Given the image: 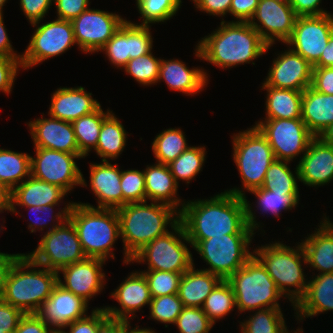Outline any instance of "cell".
I'll return each instance as SVG.
<instances>
[{
  "mask_svg": "<svg viewBox=\"0 0 333 333\" xmlns=\"http://www.w3.org/2000/svg\"><path fill=\"white\" fill-rule=\"evenodd\" d=\"M254 126L267 138L276 160L291 162L303 156L315 137L301 118L265 119Z\"/></svg>",
  "mask_w": 333,
  "mask_h": 333,
  "instance_id": "14",
  "label": "cell"
},
{
  "mask_svg": "<svg viewBox=\"0 0 333 333\" xmlns=\"http://www.w3.org/2000/svg\"><path fill=\"white\" fill-rule=\"evenodd\" d=\"M128 203L116 209L120 222V237L124 245V260L130 264L131 258L149 242L167 233L179 222V211L159 202Z\"/></svg>",
  "mask_w": 333,
  "mask_h": 333,
  "instance_id": "3",
  "label": "cell"
},
{
  "mask_svg": "<svg viewBox=\"0 0 333 333\" xmlns=\"http://www.w3.org/2000/svg\"><path fill=\"white\" fill-rule=\"evenodd\" d=\"M8 2L7 0H0V15H3V7L5 3Z\"/></svg>",
  "mask_w": 333,
  "mask_h": 333,
  "instance_id": "68",
  "label": "cell"
},
{
  "mask_svg": "<svg viewBox=\"0 0 333 333\" xmlns=\"http://www.w3.org/2000/svg\"><path fill=\"white\" fill-rule=\"evenodd\" d=\"M249 319L240 322V333H284L287 326L281 308H264L252 311Z\"/></svg>",
  "mask_w": 333,
  "mask_h": 333,
  "instance_id": "40",
  "label": "cell"
},
{
  "mask_svg": "<svg viewBox=\"0 0 333 333\" xmlns=\"http://www.w3.org/2000/svg\"><path fill=\"white\" fill-rule=\"evenodd\" d=\"M90 188L98 201L97 207L90 203H81L94 208L118 209L123 206L121 190V171L117 164L109 161L90 163Z\"/></svg>",
  "mask_w": 333,
  "mask_h": 333,
  "instance_id": "25",
  "label": "cell"
},
{
  "mask_svg": "<svg viewBox=\"0 0 333 333\" xmlns=\"http://www.w3.org/2000/svg\"><path fill=\"white\" fill-rule=\"evenodd\" d=\"M0 207H11V191L0 183Z\"/></svg>",
  "mask_w": 333,
  "mask_h": 333,
  "instance_id": "65",
  "label": "cell"
},
{
  "mask_svg": "<svg viewBox=\"0 0 333 333\" xmlns=\"http://www.w3.org/2000/svg\"><path fill=\"white\" fill-rule=\"evenodd\" d=\"M299 243L294 248L280 241H272L253 250V255L266 268L279 291L291 302L293 308L304 296L309 282L305 278L307 275L303 268L307 266L305 252Z\"/></svg>",
  "mask_w": 333,
  "mask_h": 333,
  "instance_id": "5",
  "label": "cell"
},
{
  "mask_svg": "<svg viewBox=\"0 0 333 333\" xmlns=\"http://www.w3.org/2000/svg\"><path fill=\"white\" fill-rule=\"evenodd\" d=\"M110 112L109 109L103 111L100 106L93 113L72 122L79 151L84 157L88 156L91 150H95L103 120Z\"/></svg>",
  "mask_w": 333,
  "mask_h": 333,
  "instance_id": "37",
  "label": "cell"
},
{
  "mask_svg": "<svg viewBox=\"0 0 333 333\" xmlns=\"http://www.w3.org/2000/svg\"><path fill=\"white\" fill-rule=\"evenodd\" d=\"M182 0H136V6L143 21L140 25H150L170 20L180 9Z\"/></svg>",
  "mask_w": 333,
  "mask_h": 333,
  "instance_id": "43",
  "label": "cell"
},
{
  "mask_svg": "<svg viewBox=\"0 0 333 333\" xmlns=\"http://www.w3.org/2000/svg\"><path fill=\"white\" fill-rule=\"evenodd\" d=\"M149 307V318L160 323H166V328L169 326L167 324H175L177 317L184 308L178 293L154 297L152 298Z\"/></svg>",
  "mask_w": 333,
  "mask_h": 333,
  "instance_id": "47",
  "label": "cell"
},
{
  "mask_svg": "<svg viewBox=\"0 0 333 333\" xmlns=\"http://www.w3.org/2000/svg\"><path fill=\"white\" fill-rule=\"evenodd\" d=\"M26 255L34 263L56 272L87 258L78 233L69 219L61 226L45 232L37 248Z\"/></svg>",
  "mask_w": 333,
  "mask_h": 333,
  "instance_id": "11",
  "label": "cell"
},
{
  "mask_svg": "<svg viewBox=\"0 0 333 333\" xmlns=\"http://www.w3.org/2000/svg\"><path fill=\"white\" fill-rule=\"evenodd\" d=\"M41 21L32 23L36 27L28 46L21 57L23 70L30 69L49 58L59 56L77 45L72 22L55 19L50 22Z\"/></svg>",
  "mask_w": 333,
  "mask_h": 333,
  "instance_id": "12",
  "label": "cell"
},
{
  "mask_svg": "<svg viewBox=\"0 0 333 333\" xmlns=\"http://www.w3.org/2000/svg\"><path fill=\"white\" fill-rule=\"evenodd\" d=\"M57 280L56 271L34 263L22 253L9 269L2 300L24 314H36L51 295Z\"/></svg>",
  "mask_w": 333,
  "mask_h": 333,
  "instance_id": "4",
  "label": "cell"
},
{
  "mask_svg": "<svg viewBox=\"0 0 333 333\" xmlns=\"http://www.w3.org/2000/svg\"><path fill=\"white\" fill-rule=\"evenodd\" d=\"M128 333H156L152 328H140L139 326H136L134 328H131Z\"/></svg>",
  "mask_w": 333,
  "mask_h": 333,
  "instance_id": "67",
  "label": "cell"
},
{
  "mask_svg": "<svg viewBox=\"0 0 333 333\" xmlns=\"http://www.w3.org/2000/svg\"><path fill=\"white\" fill-rule=\"evenodd\" d=\"M101 106L84 87H60L52 94L48 116L73 122L89 115Z\"/></svg>",
  "mask_w": 333,
  "mask_h": 333,
  "instance_id": "26",
  "label": "cell"
},
{
  "mask_svg": "<svg viewBox=\"0 0 333 333\" xmlns=\"http://www.w3.org/2000/svg\"><path fill=\"white\" fill-rule=\"evenodd\" d=\"M226 281L232 287L238 313L243 311L251 313L264 308H281L279 298L284 295L254 255Z\"/></svg>",
  "mask_w": 333,
  "mask_h": 333,
  "instance_id": "7",
  "label": "cell"
},
{
  "mask_svg": "<svg viewBox=\"0 0 333 333\" xmlns=\"http://www.w3.org/2000/svg\"><path fill=\"white\" fill-rule=\"evenodd\" d=\"M141 272L147 280L152 298L178 293L183 273L160 270H144Z\"/></svg>",
  "mask_w": 333,
  "mask_h": 333,
  "instance_id": "48",
  "label": "cell"
},
{
  "mask_svg": "<svg viewBox=\"0 0 333 333\" xmlns=\"http://www.w3.org/2000/svg\"><path fill=\"white\" fill-rule=\"evenodd\" d=\"M241 188H231L210 199L188 200L179 212L188 240L224 234H255L260 230L256 213ZM254 211V212H253Z\"/></svg>",
  "mask_w": 333,
  "mask_h": 333,
  "instance_id": "1",
  "label": "cell"
},
{
  "mask_svg": "<svg viewBox=\"0 0 333 333\" xmlns=\"http://www.w3.org/2000/svg\"><path fill=\"white\" fill-rule=\"evenodd\" d=\"M287 49L273 59L262 86L303 92L311 86L313 66L292 49Z\"/></svg>",
  "mask_w": 333,
  "mask_h": 333,
  "instance_id": "20",
  "label": "cell"
},
{
  "mask_svg": "<svg viewBox=\"0 0 333 333\" xmlns=\"http://www.w3.org/2000/svg\"><path fill=\"white\" fill-rule=\"evenodd\" d=\"M30 157L27 153L0 148V183L12 191L26 180L31 175Z\"/></svg>",
  "mask_w": 333,
  "mask_h": 333,
  "instance_id": "36",
  "label": "cell"
},
{
  "mask_svg": "<svg viewBox=\"0 0 333 333\" xmlns=\"http://www.w3.org/2000/svg\"><path fill=\"white\" fill-rule=\"evenodd\" d=\"M21 66V58H5L0 56V91L9 95L12 91L16 75Z\"/></svg>",
  "mask_w": 333,
  "mask_h": 333,
  "instance_id": "52",
  "label": "cell"
},
{
  "mask_svg": "<svg viewBox=\"0 0 333 333\" xmlns=\"http://www.w3.org/2000/svg\"><path fill=\"white\" fill-rule=\"evenodd\" d=\"M321 1L322 0H289V3L298 17L329 14V11L319 7Z\"/></svg>",
  "mask_w": 333,
  "mask_h": 333,
  "instance_id": "60",
  "label": "cell"
},
{
  "mask_svg": "<svg viewBox=\"0 0 333 333\" xmlns=\"http://www.w3.org/2000/svg\"><path fill=\"white\" fill-rule=\"evenodd\" d=\"M259 0H232L229 14L234 16L237 22H249L252 20Z\"/></svg>",
  "mask_w": 333,
  "mask_h": 333,
  "instance_id": "57",
  "label": "cell"
},
{
  "mask_svg": "<svg viewBox=\"0 0 333 333\" xmlns=\"http://www.w3.org/2000/svg\"><path fill=\"white\" fill-rule=\"evenodd\" d=\"M301 119L309 131L319 137L333 124V94H323L307 87L302 93Z\"/></svg>",
  "mask_w": 333,
  "mask_h": 333,
  "instance_id": "32",
  "label": "cell"
},
{
  "mask_svg": "<svg viewBox=\"0 0 333 333\" xmlns=\"http://www.w3.org/2000/svg\"><path fill=\"white\" fill-rule=\"evenodd\" d=\"M254 234H224L204 240H189L193 249L209 265L203 268L227 280L253 256L250 252Z\"/></svg>",
  "mask_w": 333,
  "mask_h": 333,
  "instance_id": "9",
  "label": "cell"
},
{
  "mask_svg": "<svg viewBox=\"0 0 333 333\" xmlns=\"http://www.w3.org/2000/svg\"><path fill=\"white\" fill-rule=\"evenodd\" d=\"M24 315L20 309L0 299V328L4 329L7 333L15 332Z\"/></svg>",
  "mask_w": 333,
  "mask_h": 333,
  "instance_id": "56",
  "label": "cell"
},
{
  "mask_svg": "<svg viewBox=\"0 0 333 333\" xmlns=\"http://www.w3.org/2000/svg\"><path fill=\"white\" fill-rule=\"evenodd\" d=\"M88 303L58 283L51 295L41 305L36 314L51 329H63L70 323L87 315Z\"/></svg>",
  "mask_w": 333,
  "mask_h": 333,
  "instance_id": "21",
  "label": "cell"
},
{
  "mask_svg": "<svg viewBox=\"0 0 333 333\" xmlns=\"http://www.w3.org/2000/svg\"><path fill=\"white\" fill-rule=\"evenodd\" d=\"M311 87L323 94H333V67H313Z\"/></svg>",
  "mask_w": 333,
  "mask_h": 333,
  "instance_id": "55",
  "label": "cell"
},
{
  "mask_svg": "<svg viewBox=\"0 0 333 333\" xmlns=\"http://www.w3.org/2000/svg\"><path fill=\"white\" fill-rule=\"evenodd\" d=\"M105 262L103 259L87 257L70 264L57 272V283L89 303L91 298L105 289L106 275L102 269ZM60 273L63 274V280Z\"/></svg>",
  "mask_w": 333,
  "mask_h": 333,
  "instance_id": "19",
  "label": "cell"
},
{
  "mask_svg": "<svg viewBox=\"0 0 333 333\" xmlns=\"http://www.w3.org/2000/svg\"><path fill=\"white\" fill-rule=\"evenodd\" d=\"M290 162L274 160L265 174L262 188L286 194H299L298 182L300 181L298 165L294 174L290 170ZM296 174V175H295Z\"/></svg>",
  "mask_w": 333,
  "mask_h": 333,
  "instance_id": "39",
  "label": "cell"
},
{
  "mask_svg": "<svg viewBox=\"0 0 333 333\" xmlns=\"http://www.w3.org/2000/svg\"><path fill=\"white\" fill-rule=\"evenodd\" d=\"M143 173L146 201L164 203L180 212L186 201H182L177 195L179 185L175 182L169 166L161 163L147 165Z\"/></svg>",
  "mask_w": 333,
  "mask_h": 333,
  "instance_id": "31",
  "label": "cell"
},
{
  "mask_svg": "<svg viewBox=\"0 0 333 333\" xmlns=\"http://www.w3.org/2000/svg\"><path fill=\"white\" fill-rule=\"evenodd\" d=\"M249 193L254 194L257 198V209L263 213H271L273 216L280 218V212L282 210L290 211L292 208H296L299 203V194H284L279 192H272L265 188H256L250 190Z\"/></svg>",
  "mask_w": 333,
  "mask_h": 333,
  "instance_id": "44",
  "label": "cell"
},
{
  "mask_svg": "<svg viewBox=\"0 0 333 333\" xmlns=\"http://www.w3.org/2000/svg\"><path fill=\"white\" fill-rule=\"evenodd\" d=\"M27 124L34 147L81 154L71 122L52 117L44 118L42 115Z\"/></svg>",
  "mask_w": 333,
  "mask_h": 333,
  "instance_id": "23",
  "label": "cell"
},
{
  "mask_svg": "<svg viewBox=\"0 0 333 333\" xmlns=\"http://www.w3.org/2000/svg\"><path fill=\"white\" fill-rule=\"evenodd\" d=\"M111 298L116 300L121 308L103 306L109 318L127 320L136 318L138 312L145 305H150L151 292L144 274L140 271L131 272L121 284L111 292Z\"/></svg>",
  "mask_w": 333,
  "mask_h": 333,
  "instance_id": "22",
  "label": "cell"
},
{
  "mask_svg": "<svg viewBox=\"0 0 333 333\" xmlns=\"http://www.w3.org/2000/svg\"><path fill=\"white\" fill-rule=\"evenodd\" d=\"M179 333H209L215 325L200 307H184L174 324Z\"/></svg>",
  "mask_w": 333,
  "mask_h": 333,
  "instance_id": "49",
  "label": "cell"
},
{
  "mask_svg": "<svg viewBox=\"0 0 333 333\" xmlns=\"http://www.w3.org/2000/svg\"><path fill=\"white\" fill-rule=\"evenodd\" d=\"M284 333H290L289 332V330H287L286 332H284ZM292 333H304V330L300 327H298L297 329H296V331L294 330Z\"/></svg>",
  "mask_w": 333,
  "mask_h": 333,
  "instance_id": "71",
  "label": "cell"
},
{
  "mask_svg": "<svg viewBox=\"0 0 333 333\" xmlns=\"http://www.w3.org/2000/svg\"><path fill=\"white\" fill-rule=\"evenodd\" d=\"M298 321L333 312V273L317 274L309 280L304 296L293 309Z\"/></svg>",
  "mask_w": 333,
  "mask_h": 333,
  "instance_id": "29",
  "label": "cell"
},
{
  "mask_svg": "<svg viewBox=\"0 0 333 333\" xmlns=\"http://www.w3.org/2000/svg\"><path fill=\"white\" fill-rule=\"evenodd\" d=\"M150 30V25H140L126 19L100 52L105 53L114 67L123 69L130 59L152 52L153 38Z\"/></svg>",
  "mask_w": 333,
  "mask_h": 333,
  "instance_id": "17",
  "label": "cell"
},
{
  "mask_svg": "<svg viewBox=\"0 0 333 333\" xmlns=\"http://www.w3.org/2000/svg\"><path fill=\"white\" fill-rule=\"evenodd\" d=\"M331 14L297 17L292 34L284 44L313 66L320 59L333 33Z\"/></svg>",
  "mask_w": 333,
  "mask_h": 333,
  "instance_id": "16",
  "label": "cell"
},
{
  "mask_svg": "<svg viewBox=\"0 0 333 333\" xmlns=\"http://www.w3.org/2000/svg\"><path fill=\"white\" fill-rule=\"evenodd\" d=\"M233 160L243 189L250 191L263 185L265 174L275 160L267 138L253 126L232 137Z\"/></svg>",
  "mask_w": 333,
  "mask_h": 333,
  "instance_id": "8",
  "label": "cell"
},
{
  "mask_svg": "<svg viewBox=\"0 0 333 333\" xmlns=\"http://www.w3.org/2000/svg\"><path fill=\"white\" fill-rule=\"evenodd\" d=\"M53 0H20V8L30 24L43 20Z\"/></svg>",
  "mask_w": 333,
  "mask_h": 333,
  "instance_id": "54",
  "label": "cell"
},
{
  "mask_svg": "<svg viewBox=\"0 0 333 333\" xmlns=\"http://www.w3.org/2000/svg\"><path fill=\"white\" fill-rule=\"evenodd\" d=\"M300 181L310 187H319L333 180V146L320 137H314L298 162Z\"/></svg>",
  "mask_w": 333,
  "mask_h": 333,
  "instance_id": "24",
  "label": "cell"
},
{
  "mask_svg": "<svg viewBox=\"0 0 333 333\" xmlns=\"http://www.w3.org/2000/svg\"><path fill=\"white\" fill-rule=\"evenodd\" d=\"M90 0H53L57 19L72 21L89 7Z\"/></svg>",
  "mask_w": 333,
  "mask_h": 333,
  "instance_id": "53",
  "label": "cell"
},
{
  "mask_svg": "<svg viewBox=\"0 0 333 333\" xmlns=\"http://www.w3.org/2000/svg\"><path fill=\"white\" fill-rule=\"evenodd\" d=\"M125 21L119 14L88 8L71 21L78 48L85 54L99 52Z\"/></svg>",
  "mask_w": 333,
  "mask_h": 333,
  "instance_id": "15",
  "label": "cell"
},
{
  "mask_svg": "<svg viewBox=\"0 0 333 333\" xmlns=\"http://www.w3.org/2000/svg\"><path fill=\"white\" fill-rule=\"evenodd\" d=\"M313 67H333V33L329 38V42L324 49L320 59Z\"/></svg>",
  "mask_w": 333,
  "mask_h": 333,
  "instance_id": "64",
  "label": "cell"
},
{
  "mask_svg": "<svg viewBox=\"0 0 333 333\" xmlns=\"http://www.w3.org/2000/svg\"><path fill=\"white\" fill-rule=\"evenodd\" d=\"M201 308L214 324L234 311L236 304L231 285L222 280L207 296Z\"/></svg>",
  "mask_w": 333,
  "mask_h": 333,
  "instance_id": "42",
  "label": "cell"
},
{
  "mask_svg": "<svg viewBox=\"0 0 333 333\" xmlns=\"http://www.w3.org/2000/svg\"><path fill=\"white\" fill-rule=\"evenodd\" d=\"M48 333H65L64 329H51Z\"/></svg>",
  "mask_w": 333,
  "mask_h": 333,
  "instance_id": "70",
  "label": "cell"
},
{
  "mask_svg": "<svg viewBox=\"0 0 333 333\" xmlns=\"http://www.w3.org/2000/svg\"><path fill=\"white\" fill-rule=\"evenodd\" d=\"M297 17L287 0H259L249 23L267 45L273 46L276 40L285 43L290 38Z\"/></svg>",
  "mask_w": 333,
  "mask_h": 333,
  "instance_id": "18",
  "label": "cell"
},
{
  "mask_svg": "<svg viewBox=\"0 0 333 333\" xmlns=\"http://www.w3.org/2000/svg\"><path fill=\"white\" fill-rule=\"evenodd\" d=\"M131 329L130 320L107 318L98 328L97 333H128Z\"/></svg>",
  "mask_w": 333,
  "mask_h": 333,
  "instance_id": "61",
  "label": "cell"
},
{
  "mask_svg": "<svg viewBox=\"0 0 333 333\" xmlns=\"http://www.w3.org/2000/svg\"><path fill=\"white\" fill-rule=\"evenodd\" d=\"M4 211L12 212V208L11 207H0V213H3Z\"/></svg>",
  "mask_w": 333,
  "mask_h": 333,
  "instance_id": "69",
  "label": "cell"
},
{
  "mask_svg": "<svg viewBox=\"0 0 333 333\" xmlns=\"http://www.w3.org/2000/svg\"><path fill=\"white\" fill-rule=\"evenodd\" d=\"M171 230L144 246L131 258L130 263L147 262V270L186 272L194 264L192 253L186 245L191 246V243L180 221Z\"/></svg>",
  "mask_w": 333,
  "mask_h": 333,
  "instance_id": "10",
  "label": "cell"
},
{
  "mask_svg": "<svg viewBox=\"0 0 333 333\" xmlns=\"http://www.w3.org/2000/svg\"><path fill=\"white\" fill-rule=\"evenodd\" d=\"M180 128H168L160 132L152 142V151L157 163L168 165L188 147Z\"/></svg>",
  "mask_w": 333,
  "mask_h": 333,
  "instance_id": "38",
  "label": "cell"
},
{
  "mask_svg": "<svg viewBox=\"0 0 333 333\" xmlns=\"http://www.w3.org/2000/svg\"><path fill=\"white\" fill-rule=\"evenodd\" d=\"M195 8L216 17L229 13L232 0H192Z\"/></svg>",
  "mask_w": 333,
  "mask_h": 333,
  "instance_id": "59",
  "label": "cell"
},
{
  "mask_svg": "<svg viewBox=\"0 0 333 333\" xmlns=\"http://www.w3.org/2000/svg\"><path fill=\"white\" fill-rule=\"evenodd\" d=\"M126 141L127 132L123 124L111 111L103 120L94 151L102 158L101 161L114 160L124 151Z\"/></svg>",
  "mask_w": 333,
  "mask_h": 333,
  "instance_id": "35",
  "label": "cell"
},
{
  "mask_svg": "<svg viewBox=\"0 0 333 333\" xmlns=\"http://www.w3.org/2000/svg\"><path fill=\"white\" fill-rule=\"evenodd\" d=\"M121 190L123 206L128 203L146 201L145 177L143 170H121Z\"/></svg>",
  "mask_w": 333,
  "mask_h": 333,
  "instance_id": "50",
  "label": "cell"
},
{
  "mask_svg": "<svg viewBox=\"0 0 333 333\" xmlns=\"http://www.w3.org/2000/svg\"><path fill=\"white\" fill-rule=\"evenodd\" d=\"M3 15H0V56L5 58H21L22 55L17 54L12 48L7 29L4 26Z\"/></svg>",
  "mask_w": 333,
  "mask_h": 333,
  "instance_id": "62",
  "label": "cell"
},
{
  "mask_svg": "<svg viewBox=\"0 0 333 333\" xmlns=\"http://www.w3.org/2000/svg\"><path fill=\"white\" fill-rule=\"evenodd\" d=\"M206 152L205 146H189L174 161L168 164L178 185L180 180L189 184L202 171L206 160Z\"/></svg>",
  "mask_w": 333,
  "mask_h": 333,
  "instance_id": "41",
  "label": "cell"
},
{
  "mask_svg": "<svg viewBox=\"0 0 333 333\" xmlns=\"http://www.w3.org/2000/svg\"><path fill=\"white\" fill-rule=\"evenodd\" d=\"M67 194L60 186L36 179L30 175L11 191V213L18 214L16 206L23 208L60 204Z\"/></svg>",
  "mask_w": 333,
  "mask_h": 333,
  "instance_id": "30",
  "label": "cell"
},
{
  "mask_svg": "<svg viewBox=\"0 0 333 333\" xmlns=\"http://www.w3.org/2000/svg\"><path fill=\"white\" fill-rule=\"evenodd\" d=\"M211 34L195 47V56L220 69L244 65L267 53V45L249 22L222 21Z\"/></svg>",
  "mask_w": 333,
  "mask_h": 333,
  "instance_id": "2",
  "label": "cell"
},
{
  "mask_svg": "<svg viewBox=\"0 0 333 333\" xmlns=\"http://www.w3.org/2000/svg\"><path fill=\"white\" fill-rule=\"evenodd\" d=\"M160 63L161 58H155L151 52L136 59H130L123 69L140 85L149 86L157 83Z\"/></svg>",
  "mask_w": 333,
  "mask_h": 333,
  "instance_id": "45",
  "label": "cell"
},
{
  "mask_svg": "<svg viewBox=\"0 0 333 333\" xmlns=\"http://www.w3.org/2000/svg\"><path fill=\"white\" fill-rule=\"evenodd\" d=\"M0 333H7L4 329L0 328ZM14 333V332H12Z\"/></svg>",
  "mask_w": 333,
  "mask_h": 333,
  "instance_id": "72",
  "label": "cell"
},
{
  "mask_svg": "<svg viewBox=\"0 0 333 333\" xmlns=\"http://www.w3.org/2000/svg\"><path fill=\"white\" fill-rule=\"evenodd\" d=\"M34 148L36 157H30L31 176L58 185L67 193H70L75 186L87 187L86 180L75 162V159L85 158L82 154Z\"/></svg>",
  "mask_w": 333,
  "mask_h": 333,
  "instance_id": "13",
  "label": "cell"
},
{
  "mask_svg": "<svg viewBox=\"0 0 333 333\" xmlns=\"http://www.w3.org/2000/svg\"><path fill=\"white\" fill-rule=\"evenodd\" d=\"M108 318L102 307H95L90 315L80 318L63 329L69 328L65 333H97L99 326Z\"/></svg>",
  "mask_w": 333,
  "mask_h": 333,
  "instance_id": "51",
  "label": "cell"
},
{
  "mask_svg": "<svg viewBox=\"0 0 333 333\" xmlns=\"http://www.w3.org/2000/svg\"><path fill=\"white\" fill-rule=\"evenodd\" d=\"M68 219L74 225L86 257L114 259L115 242L120 238L116 209L94 208L73 202Z\"/></svg>",
  "mask_w": 333,
  "mask_h": 333,
  "instance_id": "6",
  "label": "cell"
},
{
  "mask_svg": "<svg viewBox=\"0 0 333 333\" xmlns=\"http://www.w3.org/2000/svg\"><path fill=\"white\" fill-rule=\"evenodd\" d=\"M193 264L183 273L178 290L184 307H202L207 296L222 279L203 269H195Z\"/></svg>",
  "mask_w": 333,
  "mask_h": 333,
  "instance_id": "33",
  "label": "cell"
},
{
  "mask_svg": "<svg viewBox=\"0 0 333 333\" xmlns=\"http://www.w3.org/2000/svg\"><path fill=\"white\" fill-rule=\"evenodd\" d=\"M21 254L22 253L8 254L0 252V299H2L4 293L5 281L9 269Z\"/></svg>",
  "mask_w": 333,
  "mask_h": 333,
  "instance_id": "63",
  "label": "cell"
},
{
  "mask_svg": "<svg viewBox=\"0 0 333 333\" xmlns=\"http://www.w3.org/2000/svg\"><path fill=\"white\" fill-rule=\"evenodd\" d=\"M73 202H69L68 204L66 203L65 207L59 209V211L57 213L54 212V207L55 206H60L59 204H50V205H44V206H29L26 207V209H28L30 212H34L36 213V219L34 220H29L31 221L28 224V229H30L31 233H35L37 230H41V232L44 230V228H47L48 231H51L59 226H61L67 219H68V214L70 211V208L72 206ZM55 213V214H53ZM47 216H46V215ZM51 215V217H50ZM44 216V217H43ZM49 216V217H48ZM47 218V219H46ZM49 218L52 220V225L50 224ZM56 220V221H55ZM48 224L51 226V228L48 226ZM37 229V230H36Z\"/></svg>",
  "mask_w": 333,
  "mask_h": 333,
  "instance_id": "46",
  "label": "cell"
},
{
  "mask_svg": "<svg viewBox=\"0 0 333 333\" xmlns=\"http://www.w3.org/2000/svg\"><path fill=\"white\" fill-rule=\"evenodd\" d=\"M315 232L301 240L307 267L317 270L318 274L333 273V223L324 215ZM319 227V228H318Z\"/></svg>",
  "mask_w": 333,
  "mask_h": 333,
  "instance_id": "28",
  "label": "cell"
},
{
  "mask_svg": "<svg viewBox=\"0 0 333 333\" xmlns=\"http://www.w3.org/2000/svg\"><path fill=\"white\" fill-rule=\"evenodd\" d=\"M208 74L200 67L189 69L185 62L161 59L157 83L165 81L167 87L188 96L198 94L208 85Z\"/></svg>",
  "mask_w": 333,
  "mask_h": 333,
  "instance_id": "27",
  "label": "cell"
},
{
  "mask_svg": "<svg viewBox=\"0 0 333 333\" xmlns=\"http://www.w3.org/2000/svg\"><path fill=\"white\" fill-rule=\"evenodd\" d=\"M325 143L333 146V124H331L325 131L319 136Z\"/></svg>",
  "mask_w": 333,
  "mask_h": 333,
  "instance_id": "66",
  "label": "cell"
},
{
  "mask_svg": "<svg viewBox=\"0 0 333 333\" xmlns=\"http://www.w3.org/2000/svg\"><path fill=\"white\" fill-rule=\"evenodd\" d=\"M266 90V116L262 119L301 118L302 91L261 86Z\"/></svg>",
  "mask_w": 333,
  "mask_h": 333,
  "instance_id": "34",
  "label": "cell"
},
{
  "mask_svg": "<svg viewBox=\"0 0 333 333\" xmlns=\"http://www.w3.org/2000/svg\"><path fill=\"white\" fill-rule=\"evenodd\" d=\"M50 326L37 314H25L14 333H48Z\"/></svg>",
  "mask_w": 333,
  "mask_h": 333,
  "instance_id": "58",
  "label": "cell"
}]
</instances>
